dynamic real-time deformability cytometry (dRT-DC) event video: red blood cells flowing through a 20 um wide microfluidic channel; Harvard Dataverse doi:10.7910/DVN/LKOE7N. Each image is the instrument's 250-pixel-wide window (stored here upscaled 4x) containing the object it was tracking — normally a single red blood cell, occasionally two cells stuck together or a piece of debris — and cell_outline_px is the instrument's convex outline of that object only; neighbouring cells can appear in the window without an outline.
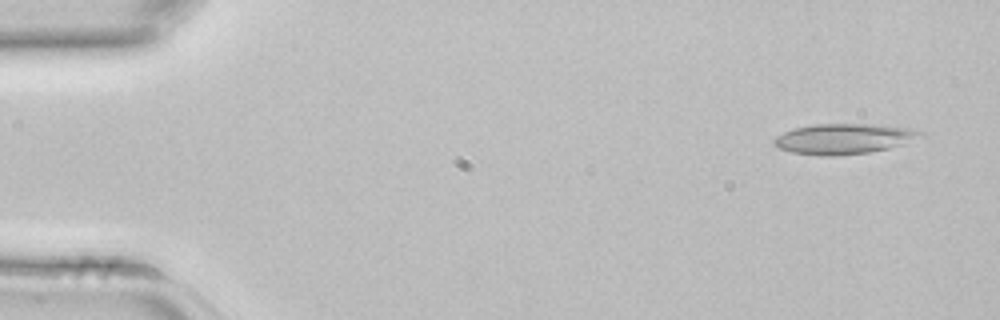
{"species": "common noctule bat (a hibernating species)", "species_latin": "Nyctalus noctula", "temperature_condition": "room temperature", "stored_images_in_passage": 2, "camera_frame_rate_fps": 3000, "um_per_image_px": 0.085, "animal": {"sex": "female", "body_mass_g": 22.7, "forearm_length_mm": 54.2}, "frame": {"image": 1, "passage_image": 1, "time_ms": 0.0, "image_size_px": [1000, 320], "cell_outline_px": [[928, 136], [904, 144], [888, 148], [868, 152], [832, 156], [820, 156], [792, 152], [780, 148], [772, 144], [772, 140], [776, 136], [792, 128], [816, 124], [880, 124], [916, 128], [924, 132]], "centroid_in_image_um": [71.81, 11.78], "position_along_channel_um": 13.2, "area_um2": 26.41}}
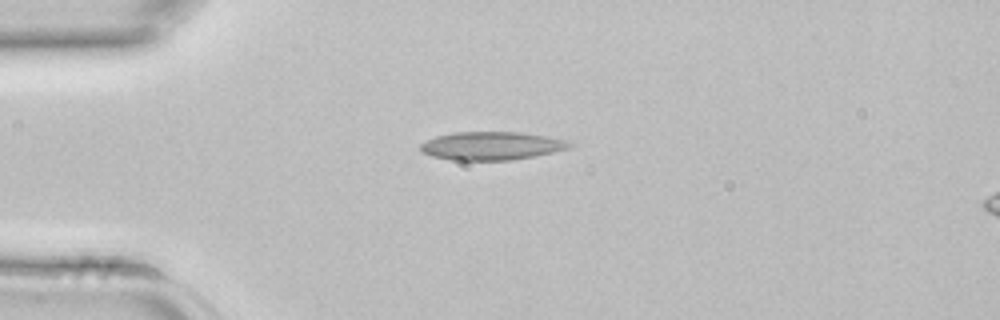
{"frame": {"image": 2, "passage_image": 2, "time_ms": 0.333, "image_size_px": [1000, 320], "cell_outline_px": [[572, 144], [568, 148], [552, 152], [512, 160], [452, 160], [432, 156], [424, 152], [420, 148], [420, 144], [436, 136], [452, 132], [520, 132], [548, 136], [572, 140]], "centroid_in_image_um": [41.81, 12.38], "position_along_channel_um": 43.2, "area_um2": 24.51}}